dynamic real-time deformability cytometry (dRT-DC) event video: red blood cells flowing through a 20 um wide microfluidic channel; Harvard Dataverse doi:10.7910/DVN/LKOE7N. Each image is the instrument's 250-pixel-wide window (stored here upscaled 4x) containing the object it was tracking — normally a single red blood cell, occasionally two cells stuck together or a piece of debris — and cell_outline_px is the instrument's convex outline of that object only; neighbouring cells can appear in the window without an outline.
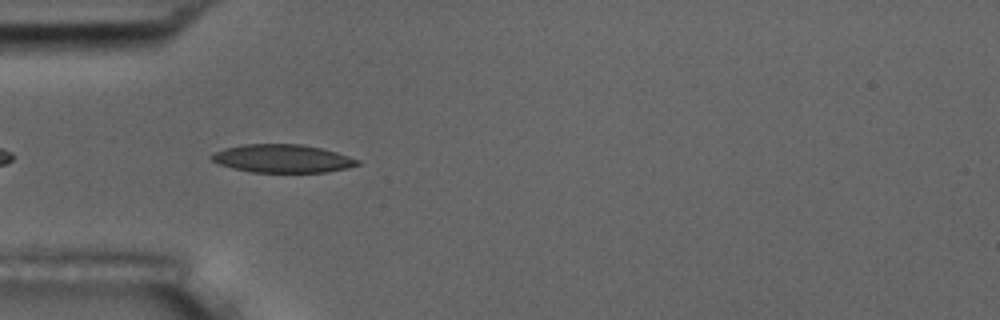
{"species": "common noctule bat (a hibernating species)", "species_latin": "Nyctalus noctula", "temperature_condition": "room temperature", "stored_images_in_passage": 8, "camera_frame_rate_fps": 3000, "um_per_image_px": 0.085, "animal": {"sex": "male", "body_mass_g": 17.5, "forearm_length_mm": 52.3}, "frame": {"image": 1, "passage_image": 5, "time_ms": 4.333, "image_size_px": [1000, 320], "cell_outline_px": [[360, 164], [348, 168], [324, 172], [252, 172], [232, 168], [220, 164], [212, 160], [208, 156], [212, 152], [224, 148], [244, 144], [300, 144], [320, 148], [336, 152], [360, 160]], "centroid_in_image_um": [23.97, 13.47], "position_along_channel_um": 61.0, "area_um2": 23.93}}
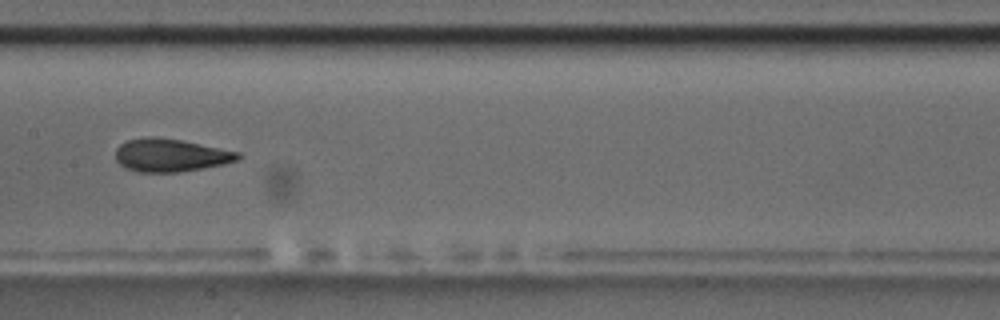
{"frame": {"image": 2, "passage_image": 8, "time_ms": 8.0, "image_size_px": [1000, 320], "cell_outline_px": [[244, 156], [236, 160], [224, 164], [180, 172], [136, 172], [120, 164], [116, 160], [116, 148], [120, 144], [128, 140], [144, 136], [152, 136], [180, 140], [240, 152]], "centroid_in_image_um": [14.49, 13.19], "position_along_channel_um": 192.9, "area_um2": 23.47}}